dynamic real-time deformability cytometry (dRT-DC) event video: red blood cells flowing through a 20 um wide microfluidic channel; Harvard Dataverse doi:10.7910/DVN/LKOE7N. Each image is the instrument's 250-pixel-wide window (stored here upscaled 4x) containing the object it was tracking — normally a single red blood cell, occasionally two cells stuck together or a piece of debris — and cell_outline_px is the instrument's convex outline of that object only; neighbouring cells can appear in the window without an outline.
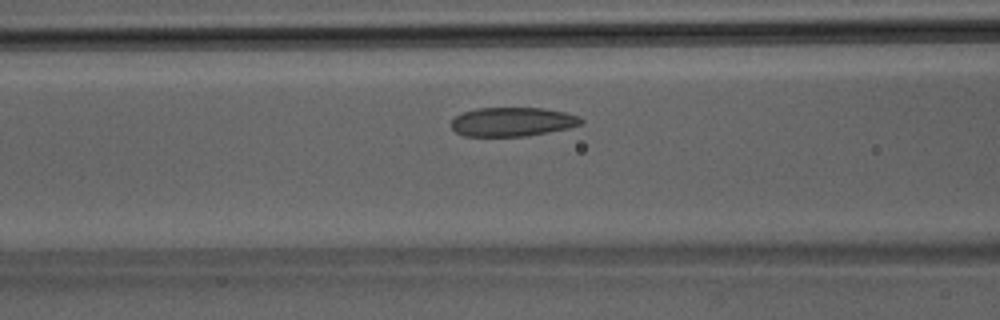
{"species": "Egyptian fruit bat (a non-hibernating species)", "species_latin": "Rousettus aegyptiacus", "temperature_condition": "room temperature", "stored_images_in_passage": 33, "camera_frame_rate_fps": 3000, "um_per_image_px": 0.085, "animal": {"sex": "male"}, "frame": {"image": 1, "passage_image": 9, "time_ms": 2.667, "image_size_px": [1000, 320], "cell_outline_px": [[584, 124], [568, 128], [528, 136], [464, 136], [456, 132], [452, 128], [452, 120], [456, 116], [464, 112], [476, 108], [544, 108], [564, 112], [576, 116], [584, 120]], "centroid_in_image_um": [43.57, 10.36], "position_along_channel_um": 123.0, "area_um2": 21.91}}
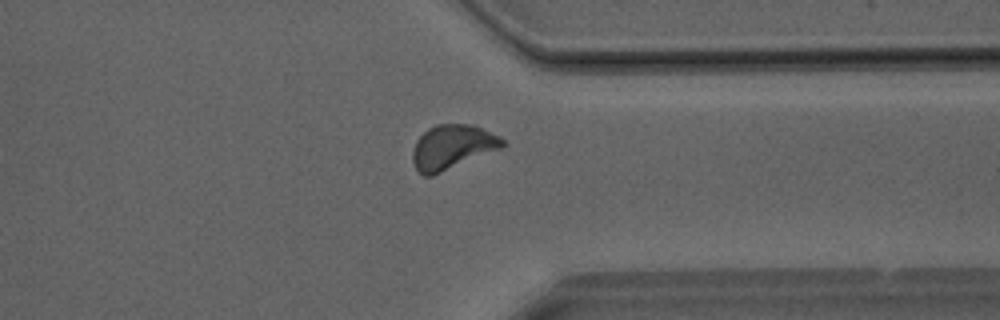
{"frame": {"image": 2, "passage_image": 24, "time_ms": 7.667, "image_size_px": [1000, 320], "cell_outline_px": [[508, 144], [500, 148], [432, 176], [424, 176], [416, 168], [412, 160], [412, 152], [416, 140], [428, 128], [436, 124], [472, 124], [500, 136]], "centroid_in_image_um": [38.43, 12.48], "position_along_channel_um": 373.0, "area_um2": 23.12}}
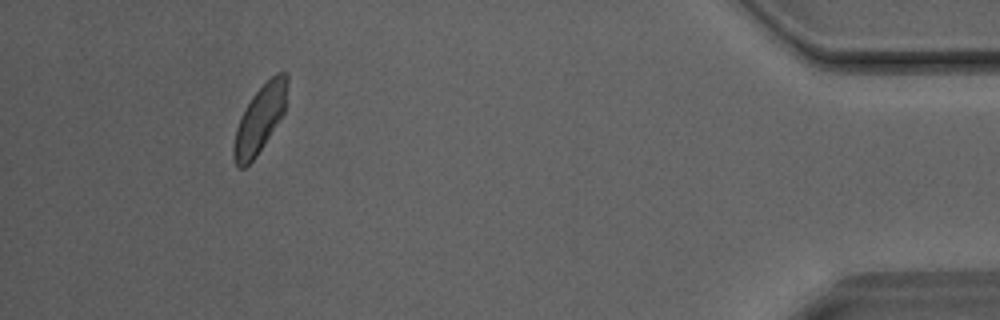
{"frame": {"image": 3, "passage_image": 30, "time_ms": 9.667, "image_size_px": [1000, 320], "cell_outline_px": [[288, 80], [284, 112], [256, 156], [244, 168], [236, 168], [232, 156], [232, 144], [236, 128], [240, 116], [252, 96], [276, 72], [288, 72]], "centroid_in_image_um": [22.05, 10.14], "position_along_channel_um": 413.1, "area_um2": 20.87}}